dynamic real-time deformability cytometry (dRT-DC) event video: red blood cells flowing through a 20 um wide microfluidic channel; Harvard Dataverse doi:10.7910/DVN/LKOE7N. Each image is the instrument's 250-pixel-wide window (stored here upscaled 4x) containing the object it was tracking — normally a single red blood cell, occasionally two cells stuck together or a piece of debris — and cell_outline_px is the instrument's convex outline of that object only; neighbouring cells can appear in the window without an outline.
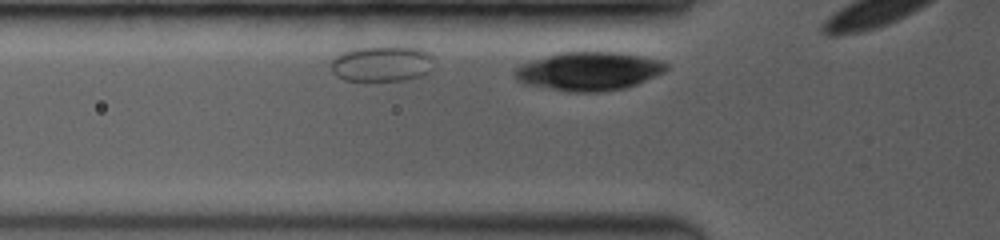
{"species": "common noctule bat (a hibernating species)", "species_latin": "Nyctalus noctula", "temperature_condition": "room temperature", "stored_images_in_passage": 5, "segment_of_instrument_passage": [2, 2], "camera_frame_rate_fps": 3500, "um_per_image_px": 0.085, "animal": {"sex": "female", "body_mass_g": 19.0, "forearm_length_mm": 53.3}, "frame": {"image": 1, "passage_image": 5, "time_ms": 0.857, "image_size_px": [1000, 240], "cell_outline_px": [[668, 68], [664, 72], [636, 84], [624, 88], [604, 92], [568, 92], [524, 84], [516, 80], [512, 72], [520, 64], [532, 60], [560, 52], [616, 52], [640, 56], [660, 60], [668, 64]], "centroid_in_image_um": [50.0, 6.06], "position_along_channel_um": 75.8, "area_um2": 34.1}}